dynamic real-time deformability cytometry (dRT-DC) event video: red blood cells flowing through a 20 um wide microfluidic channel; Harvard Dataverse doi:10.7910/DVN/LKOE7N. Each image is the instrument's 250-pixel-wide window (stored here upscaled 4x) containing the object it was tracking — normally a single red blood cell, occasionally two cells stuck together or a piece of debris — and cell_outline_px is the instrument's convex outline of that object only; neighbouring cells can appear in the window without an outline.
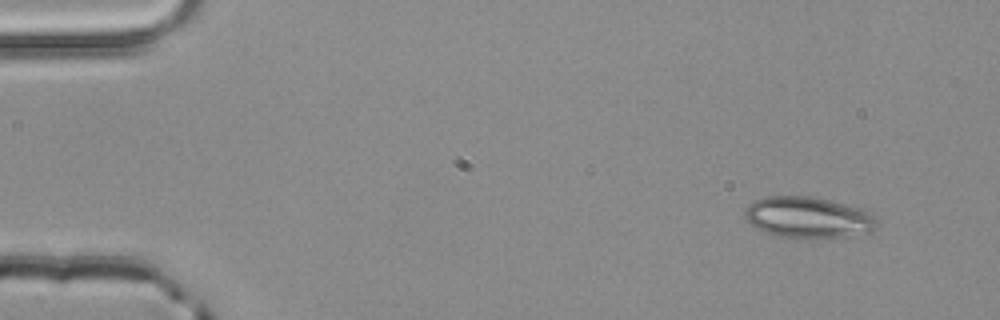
{"species": "common noctule bat (a hibernating species)", "species_latin": "Nyctalus noctula", "temperature_condition": "room temperature", "stored_images_in_passage": 4, "camera_frame_rate_fps": 3000, "um_per_image_px": 0.085, "animal": {"sex": "male", "body_mass_g": 20.4}, "frame": {"image": 1, "passage_image": 1, "time_ms": 0.0, "image_size_px": [1000, 320], "cell_outline_px": [[880, 224], [872, 232], [804, 240], [780, 236], [764, 232], [756, 228], [744, 216], [744, 212], [748, 204], [764, 196], [808, 196], [828, 200], [864, 208], [876, 216]], "centroid_in_image_um": [68.73, 18.49], "position_along_channel_um": 16.3, "area_um2": 32.14}}